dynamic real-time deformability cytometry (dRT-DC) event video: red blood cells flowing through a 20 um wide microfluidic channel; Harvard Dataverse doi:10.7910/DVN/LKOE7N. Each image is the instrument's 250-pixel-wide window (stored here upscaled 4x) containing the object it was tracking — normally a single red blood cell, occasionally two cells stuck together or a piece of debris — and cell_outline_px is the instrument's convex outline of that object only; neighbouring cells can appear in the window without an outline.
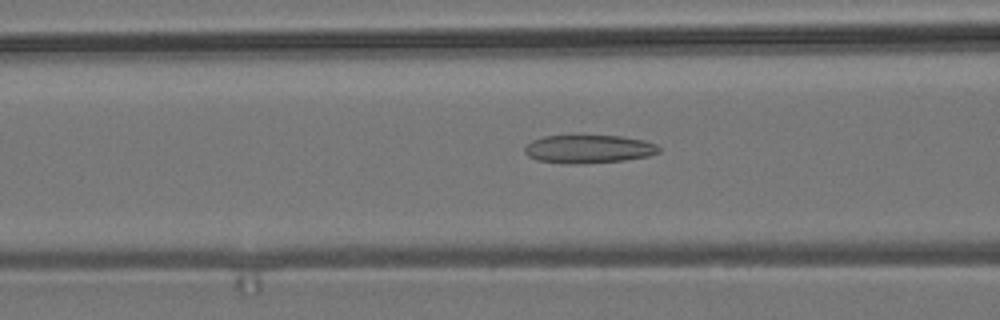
{"species": "common noctule bat (a hibernating species)", "species_latin": "Nyctalus noctula", "temperature_condition": "room temperature", "stored_images_in_passage": 43, "camera_frame_rate_fps": 3000, "um_per_image_px": 0.085, "animal": {"sex": "male", "body_mass_g": 19.2, "forearm_length_mm": 51.8}, "frame": {"image": 1, "passage_image": 10, "time_ms": 3.0, "image_size_px": [1000, 320], "cell_outline_px": [[660, 152], [648, 156], [624, 160], [576, 164], [564, 164], [536, 160], [528, 156], [524, 152], [524, 148], [532, 140], [544, 136], [620, 136], [644, 140], [656, 144], [660, 148]], "centroid_in_image_um": [50.02, 12.67], "position_along_channel_um": 116.6, "area_um2": 22.08}}
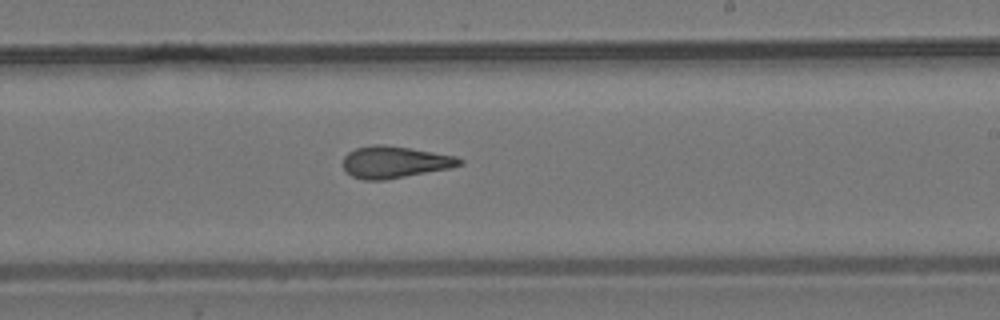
{"frame": {"image": 2, "passage_image": 21, "time_ms": 6.667, "image_size_px": [1000, 320], "cell_outline_px": [[464, 164], [452, 168], [384, 180], [364, 180], [352, 176], [344, 168], [344, 156], [348, 152], [356, 148], [372, 144], [384, 144], [456, 156], [464, 160]], "centroid_in_image_um": [33.58, 13.78], "position_along_channel_um": 255.4, "area_um2": 21.62}}
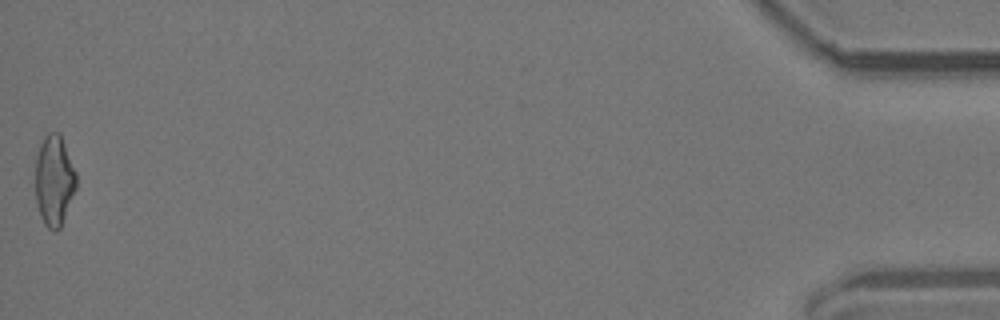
{"frame": {"image": 3, "passage_image": 43, "time_ms": 14.0, "image_size_px": [1000, 320], "cell_outline_px": [[76, 188], [60, 228], [56, 232], [52, 232], [44, 224], [40, 216], [36, 204], [36, 156], [40, 144], [44, 136], [48, 132], [60, 132], [76, 172]], "centroid_in_image_um": [4.6, 15.34], "position_along_channel_um": 430.6, "area_um2": 21.73}, "authors_computed_cell_mechanics": {"area_um2": 21.6172, "velocity_mm_per_s": 3.7783, "shape_relaxation_time_tau1_ms": null, "shape_relaxation_time_tau2_ms": 2.0336, "deformation_change_tau1": null, "deformation_change_tau2": 0.1157}}